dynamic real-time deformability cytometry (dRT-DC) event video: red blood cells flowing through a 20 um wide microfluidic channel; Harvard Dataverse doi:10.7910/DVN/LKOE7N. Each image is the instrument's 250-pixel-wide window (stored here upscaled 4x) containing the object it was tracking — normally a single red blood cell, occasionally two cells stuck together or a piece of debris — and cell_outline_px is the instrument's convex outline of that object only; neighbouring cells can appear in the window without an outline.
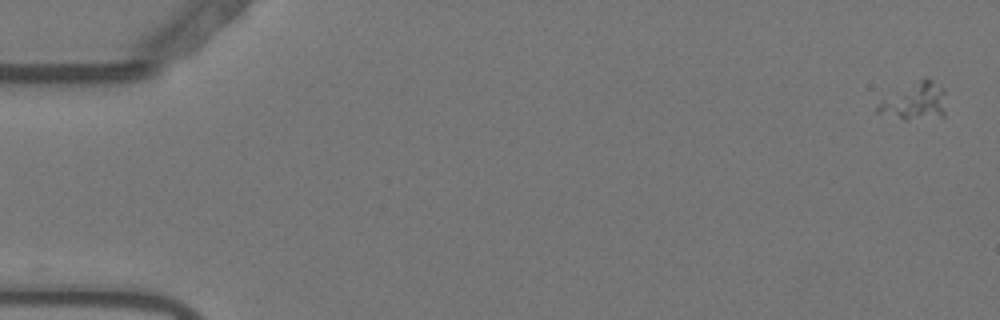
{"species": "Egyptian fruit bat (a non-hibernating species)", "species_latin": "Rousettus aegyptiacus", "temperature_condition": "warm", "stored_images_in_passage": 17, "camera_frame_rate_fps": 3000, "um_per_image_px": 0.085, "animal": {"sex": "female"}, "frame": {"image": 1, "passage_image": 1, "time_ms": 0.0, "image_size_px": [1000, 320], "cell_outline_px": [[944, 116], [904, 120], [876, 112], [876, 108], [880, 100], [928, 76], [944, 88]], "centroid_in_image_um": [77.77, 8.62], "position_along_channel_um": 7.2, "area_um2": 14.57}}
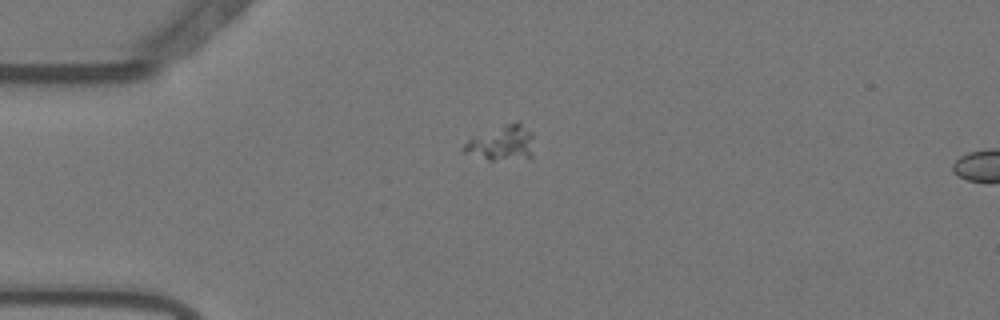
{"frame": {"image": 2, "passage_image": 14, "time_ms": 4.333, "image_size_px": [1000, 320], "cell_outline_px": [[532, 156], [492, 160], [488, 160], [464, 152], [460, 148], [472, 136], [504, 124], [516, 120], [532, 132]], "centroid_in_image_um": [42.61, 12.12], "position_along_channel_um": 42.4, "area_um2": 14.16}}